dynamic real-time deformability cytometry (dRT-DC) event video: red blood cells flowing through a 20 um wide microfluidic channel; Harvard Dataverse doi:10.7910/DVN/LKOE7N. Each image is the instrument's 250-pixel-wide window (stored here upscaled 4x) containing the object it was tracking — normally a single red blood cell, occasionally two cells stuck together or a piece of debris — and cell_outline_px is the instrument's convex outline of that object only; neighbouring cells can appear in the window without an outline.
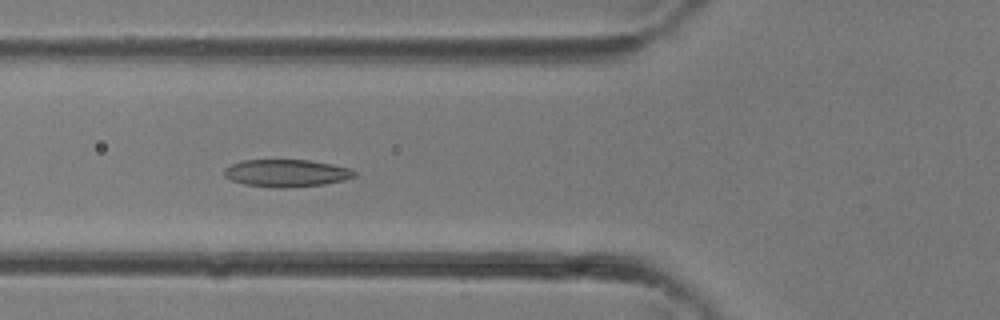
{"species": "common noctule bat (a hibernating species)", "species_latin": "Nyctalus noctula", "temperature_condition": "room temperature", "stored_images_in_passage": 29, "camera_frame_rate_fps": 3000, "um_per_image_px": 0.085, "animal": {"sex": "female"}, "frame": {"image": 1, "passage_image": 7, "time_ms": 2.0, "image_size_px": [1000, 320], "cell_outline_px": [[356, 176], [344, 180], [324, 184], [284, 188], [276, 188], [244, 184], [232, 180], [224, 176], [224, 168], [232, 164], [244, 160], [312, 160], [332, 164], [348, 168], [356, 172]], "centroid_in_image_um": [24.35, 14.71], "position_along_channel_um": 101.5, "area_um2": 20.75}}
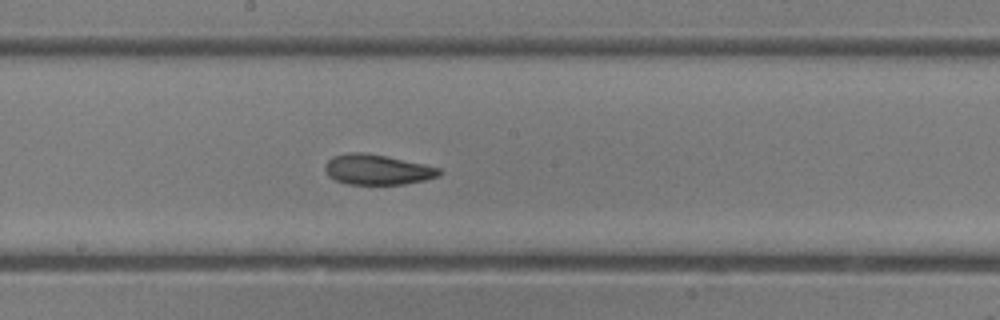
{"frame": {"image": 2, "passage_image": 13, "time_ms": 4.0, "image_size_px": [1000, 320], "cell_outline_px": [[444, 172], [440, 176], [424, 180], [404, 184], [348, 184], [336, 180], [328, 176], [324, 168], [324, 164], [332, 156], [348, 152], [364, 152], [388, 156], [424, 164], [440, 168]], "centroid_in_image_um": [32.07, 14.4], "position_along_channel_um": 216.1, "area_um2": 20.35}}
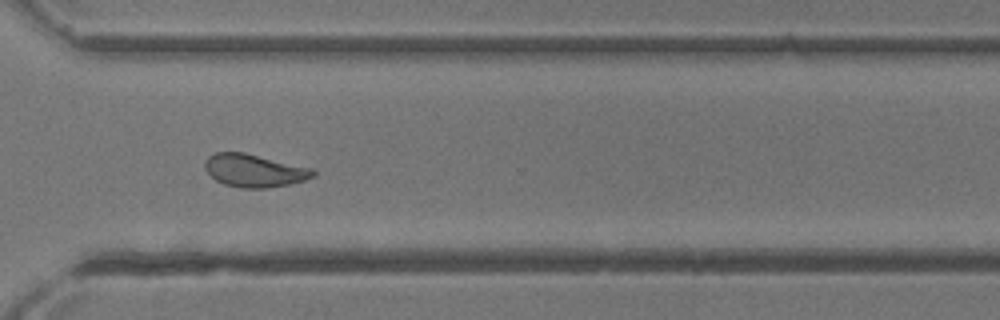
{"frame": {"image": 3, "passage_image": 20, "time_ms": 6.333, "image_size_px": [1000, 320], "cell_outline_px": [[316, 176], [292, 184], [264, 188], [244, 188], [224, 184], [216, 180], [204, 168], [204, 160], [208, 156], [216, 152], [244, 152], [312, 168], [316, 172]], "centroid_in_image_um": [21.62, 14.49], "position_along_channel_um": 349.0, "area_um2": 20.75}}